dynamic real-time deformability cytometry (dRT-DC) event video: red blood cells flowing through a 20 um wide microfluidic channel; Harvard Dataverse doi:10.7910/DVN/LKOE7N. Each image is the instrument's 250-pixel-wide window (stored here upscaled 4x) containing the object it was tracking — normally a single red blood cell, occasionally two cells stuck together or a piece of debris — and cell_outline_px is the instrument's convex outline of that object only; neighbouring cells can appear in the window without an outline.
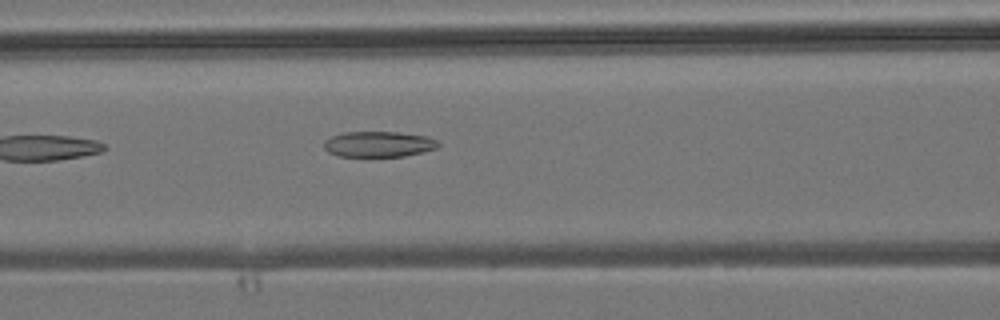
{"species": "common noctule bat (a hibernating species)", "species_latin": "Nyctalus noctula", "temperature_condition": "room temperature", "stored_images_in_passage": 6, "camera_frame_rate_fps": 3000, "um_per_image_px": 0.085, "animal": {"sex": "male", "body_mass_g": 19.2, "forearm_length_mm": 51.8}, "frame": {"image": 1, "passage_image": 6, "time_ms": 6.0, "image_size_px": [1000, 320], "cell_outline_px": [[440, 144], [436, 148], [424, 152], [404, 156], [340, 156], [328, 152], [324, 148], [324, 140], [332, 136], [344, 132], [396, 132], [428, 136], [436, 140]], "centroid_in_image_um": [32.19, 12.25], "position_along_channel_um": 134.4, "area_um2": 17.05}}